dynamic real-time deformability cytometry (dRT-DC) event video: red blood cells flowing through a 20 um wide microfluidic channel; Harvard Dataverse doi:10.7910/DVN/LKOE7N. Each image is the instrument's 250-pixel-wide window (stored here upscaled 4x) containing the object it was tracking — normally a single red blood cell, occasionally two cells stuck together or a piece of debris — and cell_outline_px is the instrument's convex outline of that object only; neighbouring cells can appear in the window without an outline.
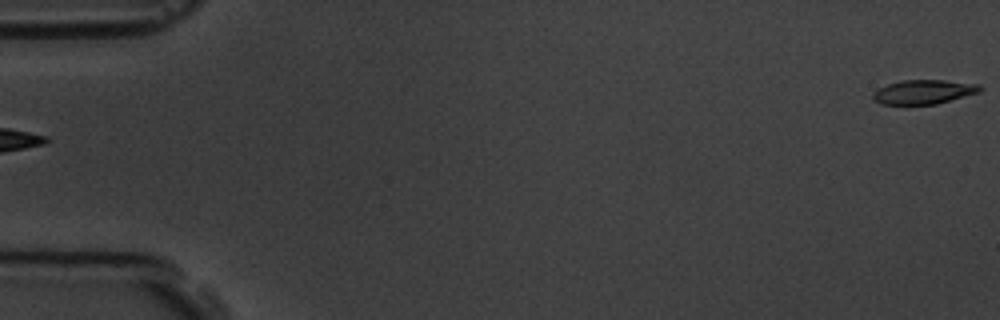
{"species": "common noctule bat (a hibernating species)", "species_latin": "Nyctalus noctula", "temperature_condition": "room temperature", "stored_images_in_passage": 6, "segment_of_instrument_passage": [2, 2], "camera_frame_rate_fps": 3000, "um_per_image_px": 0.085, "animal": {"sex": "male", "body_mass_g": 19.5, "forearm_length_mm": 54.6}, "frame": {"image": 1, "passage_image": 6, "time_ms": 6.333, "image_size_px": [1000, 320], "cell_outline_px": [[984, 88], [980, 92], [936, 104], [880, 104], [872, 100], [872, 92], [888, 84], [904, 80], [944, 80], [980, 84]], "centroid_in_image_um": [78.52, 7.81], "position_along_channel_um": 6.5, "area_um2": 15.14}}